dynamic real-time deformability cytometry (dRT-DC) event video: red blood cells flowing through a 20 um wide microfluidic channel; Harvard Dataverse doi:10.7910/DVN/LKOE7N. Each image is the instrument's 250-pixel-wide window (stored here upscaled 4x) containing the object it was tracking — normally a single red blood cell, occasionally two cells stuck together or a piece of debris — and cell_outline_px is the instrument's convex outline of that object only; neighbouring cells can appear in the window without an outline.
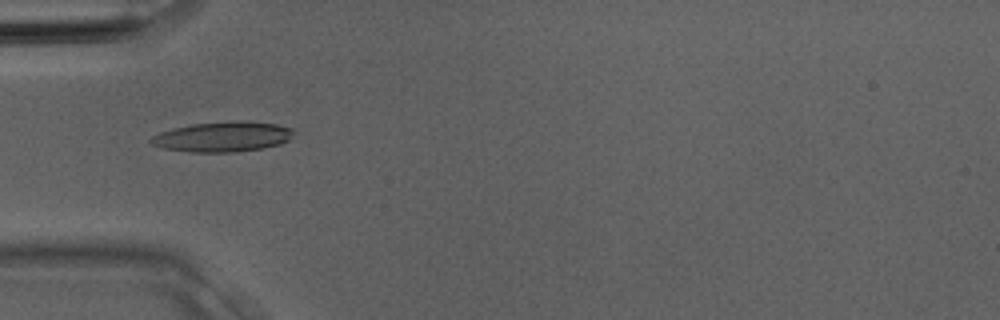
{"species": "Egyptian fruit bat (a non-hibernating species)", "species_latin": "Rousettus aegyptiacus", "temperature_condition": "room temperature", "stored_images_in_passage": 3, "camera_frame_rate_fps": 3000, "um_per_image_px": 0.085, "animal": {"sex": "male"}, "frame": {"image": 1, "passage_image": 3, "time_ms": 0.667, "image_size_px": [1000, 320], "cell_outline_px": [[292, 132], [288, 140], [280, 144], [260, 148], [236, 152], [188, 152], [164, 148], [152, 144], [148, 140], [152, 136], [160, 132], [172, 128], [192, 124], [236, 120], [276, 124], [292, 128]], "centroid_in_image_um": [18.88, 11.62], "position_along_channel_um": 66.1, "area_um2": 24.91}}